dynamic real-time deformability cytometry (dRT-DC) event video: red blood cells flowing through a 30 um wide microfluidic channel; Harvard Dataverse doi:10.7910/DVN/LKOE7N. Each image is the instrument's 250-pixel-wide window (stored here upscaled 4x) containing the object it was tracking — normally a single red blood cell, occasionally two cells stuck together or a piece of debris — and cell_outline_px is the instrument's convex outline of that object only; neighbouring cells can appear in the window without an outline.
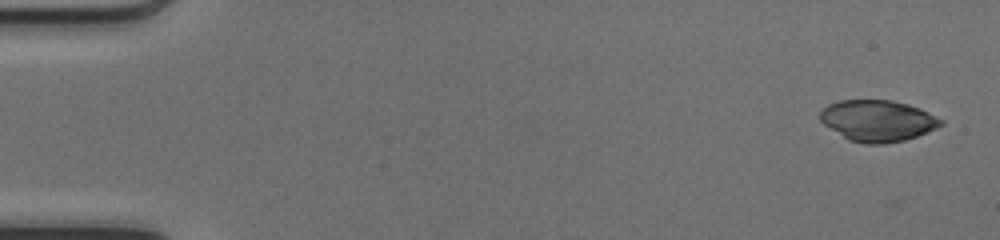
{"species": "common noctule bat (a hibernating species)", "species_latin": "Nyctalus noctula", "temperature_condition": "cold", "stored_images_in_passage": 11, "camera_frame_rate_fps": 3000, "um_per_image_px": 0.085, "animal": {"sex": "female", "body_mass_g": 17.0, "forearm_length_mm": 48.0}, "frame": {"image": 1, "passage_image": 6, "time_ms": 1.667, "image_size_px": [1000, 240], "cell_outline_px": [[944, 124], [936, 128], [916, 136], [904, 140], [884, 144], [864, 144], [848, 140], [824, 124], [820, 120], [820, 112], [828, 104], [840, 100], [892, 100], [908, 104], [920, 108], [944, 120]], "centroid_in_image_um": [74.61, 10.26], "position_along_channel_um": 10.4, "area_um2": 29.07}}